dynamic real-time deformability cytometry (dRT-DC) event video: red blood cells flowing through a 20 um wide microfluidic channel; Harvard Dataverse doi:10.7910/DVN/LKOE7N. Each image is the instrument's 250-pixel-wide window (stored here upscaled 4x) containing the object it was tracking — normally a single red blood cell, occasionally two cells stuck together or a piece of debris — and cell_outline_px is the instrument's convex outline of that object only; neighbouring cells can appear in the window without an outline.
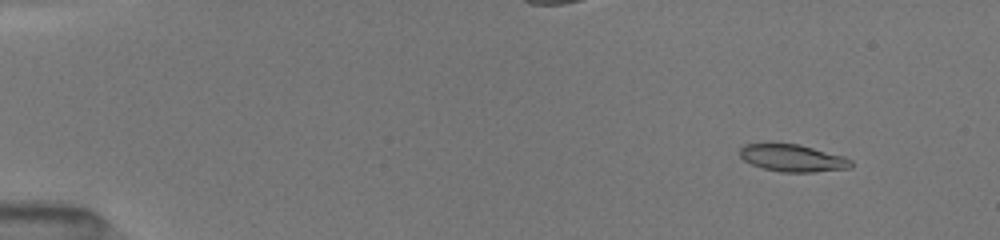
{"species": "common noctule bat (a hibernating species)", "species_latin": "Nyctalus noctula", "temperature_condition": "room temperature", "stored_images_in_passage": 48, "camera_frame_rate_fps": 3000, "um_per_image_px": 0.085, "animal": {"sex": "female", "body_mass_g": 19.5, "forearm_length_mm": 54.1}, "frame": {"image": 1, "passage_image": 8, "time_ms": 1.667, "image_size_px": [1000, 240], "cell_outline_px": [[852, 168], [812, 172], [780, 172], [764, 168], [752, 164], [744, 160], [740, 156], [740, 148], [744, 144], [768, 140], [772, 140], [800, 144], [844, 156], [852, 160]], "centroid_in_image_um": [67.32, 13.38], "position_along_channel_um": 17.7, "area_um2": 18.44}}
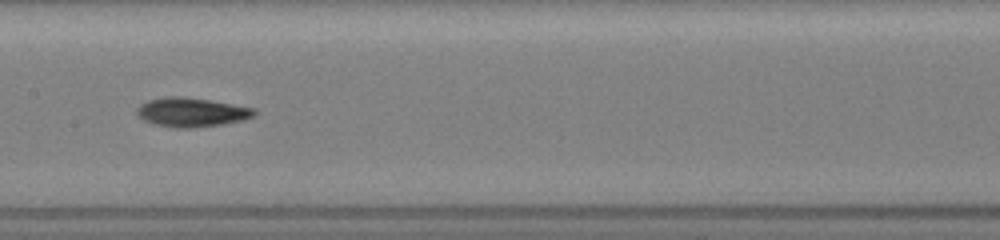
{"frame": {"image": 2, "passage_image": 23, "time_ms": 9.0, "image_size_px": [1000, 240], "cell_outline_px": [[256, 116], [244, 120], [224, 124], [192, 128], [176, 128], [152, 124], [144, 120], [136, 112], [136, 108], [140, 104], [148, 100], [164, 96], [184, 96], [256, 108]], "centroid_in_image_um": [16.29, 9.54], "position_along_channel_um": 191.1, "area_um2": 20.17}}
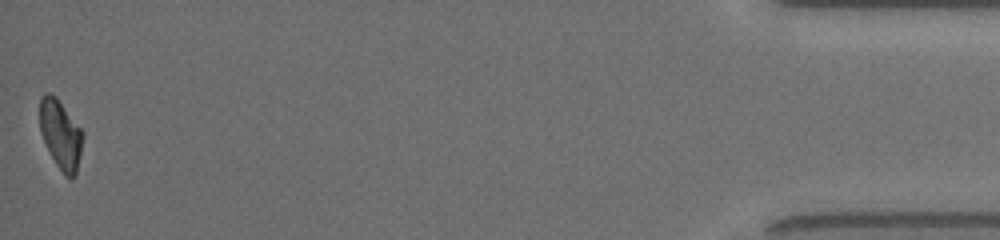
{"frame": {"image": 3, "passage_image": 48, "time_ms": 17.0, "image_size_px": [1000, 240], "cell_outline_px": [[84, 136], [76, 176], [72, 180], [68, 180], [64, 176], [56, 164], [40, 132], [40, 96], [44, 92], [48, 92], [56, 96], [84, 132]], "centroid_in_image_um": [5.18, 11.45], "position_along_channel_um": 430.0, "area_um2": 17.57}, "authors_computed_cell_mechanics": {"area_um2": 18.0625, "velocity_mm_per_s": 4.0581, "shape_relaxation_time_tau1_ms": 9.563, "shape_relaxation_time_tau2_ms": 7.6687, "deformation_change_tau1": 0.2502, "deformation_change_tau2": 0.1389}}